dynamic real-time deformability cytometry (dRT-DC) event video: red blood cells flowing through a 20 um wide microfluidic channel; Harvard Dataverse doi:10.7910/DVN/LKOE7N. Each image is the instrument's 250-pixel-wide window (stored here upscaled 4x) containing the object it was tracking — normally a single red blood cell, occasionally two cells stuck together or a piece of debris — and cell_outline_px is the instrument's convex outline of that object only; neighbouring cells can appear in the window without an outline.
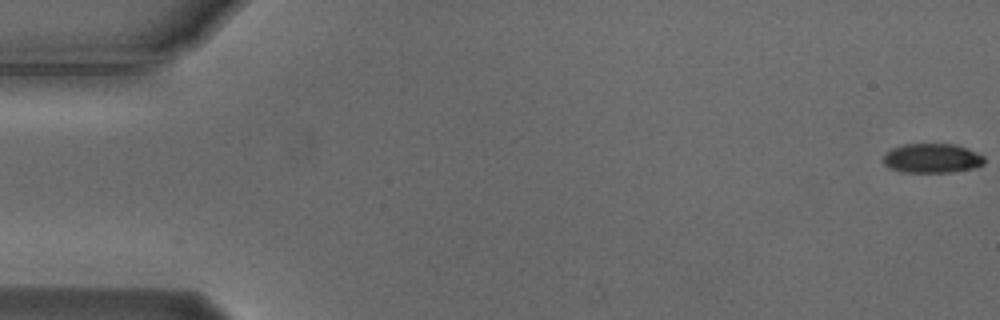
{"species": "Egyptian fruit bat (a non-hibernating species)", "species_latin": "Rousettus aegyptiacus", "temperature_condition": "cold", "stored_images_in_passage": 56, "camera_frame_rate_fps": 3000, "um_per_image_px": 0.085, "animal": {"sex": "male"}, "frame": {"image": 1, "passage_image": 1, "time_ms": 0.0, "image_size_px": [1000, 320], "cell_outline_px": [[984, 164], [976, 168], [952, 172], [904, 172], [892, 168], [884, 164], [884, 152], [892, 148], [904, 144], [952, 144], [968, 148], [984, 156]], "centroid_in_image_um": [79.25, 13.45], "position_along_channel_um": 5.8, "area_um2": 17.34}}
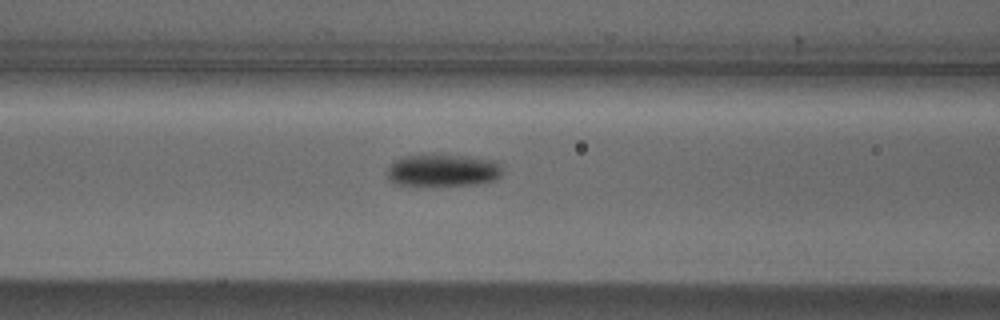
{"frame": {"image": 2, "passage_image": 23, "time_ms": 7.333, "image_size_px": [1000, 320], "cell_outline_px": [[504, 172], [496, 180], [476, 184], [408, 188], [392, 184], [388, 180], [384, 172], [392, 160], [404, 156], [432, 152], [440, 152], [472, 156], [496, 160], [500, 164]], "centroid_in_image_um": [37.54, 14.47], "position_along_channel_um": 129.1, "area_um2": 23.93}}
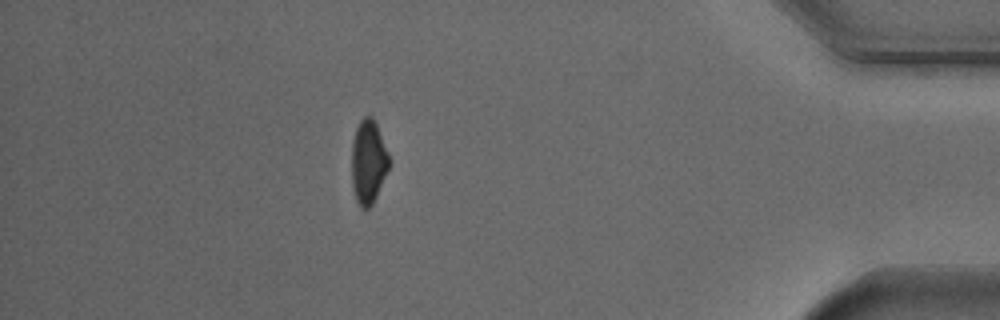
{"frame": {"image": 3, "passage_image": 49, "time_ms": 16.0, "image_size_px": [1000, 320], "cell_outline_px": [[388, 168], [376, 196], [372, 204], [368, 208], [360, 208], [356, 200], [352, 188], [352, 140], [356, 128], [360, 120], [364, 116], [372, 116], [376, 124], [388, 152]], "centroid_in_image_um": [31.28, 13.75], "position_along_channel_um": 403.9, "area_um2": 18.03}, "authors_computed_cell_mechanics": {"area_um2": 19.3052, "velocity_mm_per_s": 3.7367, "shape_relaxation_time_tau1_ms": 1.9853, "shape_relaxation_time_tau2_ms": null, "deformation_change_tau1": 0.09, "deformation_change_tau2": null}}